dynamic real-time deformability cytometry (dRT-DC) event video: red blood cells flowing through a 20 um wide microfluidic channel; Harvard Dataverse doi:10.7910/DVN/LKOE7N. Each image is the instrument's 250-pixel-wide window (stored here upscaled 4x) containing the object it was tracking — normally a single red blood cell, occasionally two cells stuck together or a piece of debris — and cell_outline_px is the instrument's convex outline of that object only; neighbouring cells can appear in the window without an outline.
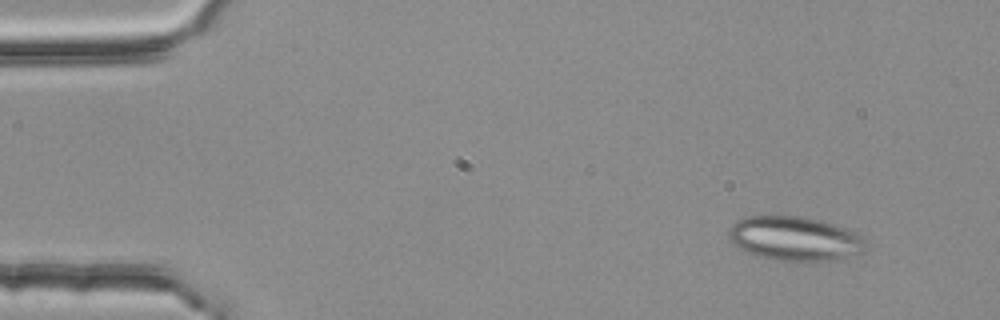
{"species": "common noctule bat (a hibernating species)", "species_latin": "Nyctalus noctula", "temperature_condition": "room temperature", "stored_images_in_passage": 4, "camera_frame_rate_fps": 3000, "um_per_image_px": 0.085, "animal": {"sex": "female", "body_mass_g": 25.1}, "frame": {"image": 1, "passage_image": 1, "time_ms": 0.0, "image_size_px": [1000, 320], "cell_outline_px": [[864, 252], [828, 260], [776, 260], [748, 252], [740, 248], [728, 236], [728, 232], [732, 224], [748, 216], [800, 216], [820, 220], [844, 228], [864, 236]], "centroid_in_image_um": [67.55, 20.26], "position_along_channel_um": 17.4, "area_um2": 34.45}}